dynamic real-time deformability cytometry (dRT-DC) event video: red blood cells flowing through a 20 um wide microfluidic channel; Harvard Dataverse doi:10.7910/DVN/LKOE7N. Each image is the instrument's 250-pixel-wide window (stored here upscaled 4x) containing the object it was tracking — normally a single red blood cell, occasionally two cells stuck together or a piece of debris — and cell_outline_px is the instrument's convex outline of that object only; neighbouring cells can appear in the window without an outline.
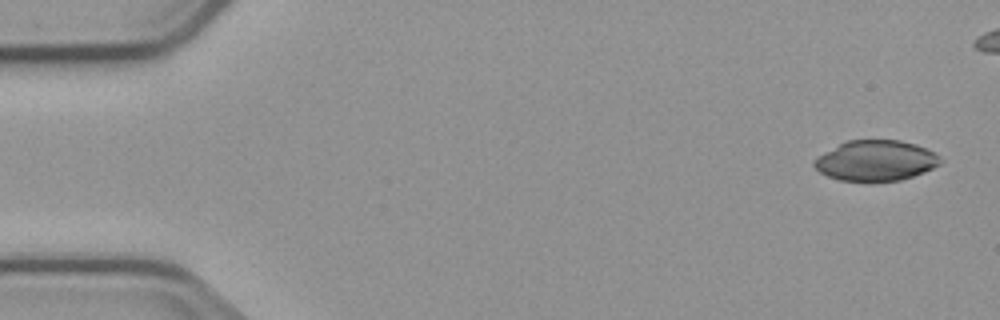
{"species": "common noctule bat (a hibernating species)", "species_latin": "Nyctalus noctula", "temperature_condition": "cold", "stored_images_in_passage": 5, "camera_frame_rate_fps": 3000, "um_per_image_px": 0.085, "animal": {"sex": "male", "body_mass_g": 23.1, "forearm_length_mm": 52.7}, "frame": {"image": 1, "passage_image": 1, "time_ms": 0.0, "image_size_px": [1000, 320], "cell_outline_px": [[944, 160], [940, 164], [924, 172], [900, 180], [872, 184], [840, 180], [828, 176], [820, 172], [812, 164], [812, 160], [824, 152], [848, 140], [900, 140], [916, 144], [940, 156]], "centroid_in_image_um": [74.43, 13.69], "position_along_channel_um": 10.6, "area_um2": 30.29}}